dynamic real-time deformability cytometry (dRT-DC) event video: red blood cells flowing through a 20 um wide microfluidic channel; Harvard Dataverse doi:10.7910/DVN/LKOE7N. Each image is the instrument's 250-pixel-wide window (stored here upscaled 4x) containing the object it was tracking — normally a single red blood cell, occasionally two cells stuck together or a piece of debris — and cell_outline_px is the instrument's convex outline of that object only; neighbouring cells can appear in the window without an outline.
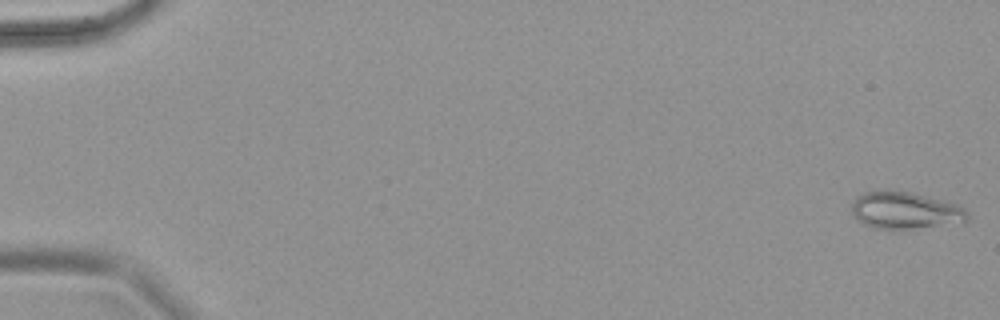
{"species": "common noctule bat (a hibernating species)", "species_latin": "Nyctalus noctula", "temperature_condition": "warm", "stored_images_in_passage": 69, "camera_frame_rate_fps": 3000, "um_per_image_px": 0.085, "animal": {"sex": "female", "body_mass_g": 18.4}, "frame": {"image": 1, "passage_image": 2, "time_ms": 0.333, "image_size_px": [1000, 320], "cell_outline_px": [[968, 216], [964, 220], [904, 228], [880, 228], [868, 224], [856, 216], [852, 212], [852, 204], [864, 192], [912, 192], [956, 204], [964, 208]], "centroid_in_image_um": [76.92, 17.85], "position_along_channel_um": 8.1, "area_um2": 23.06}}
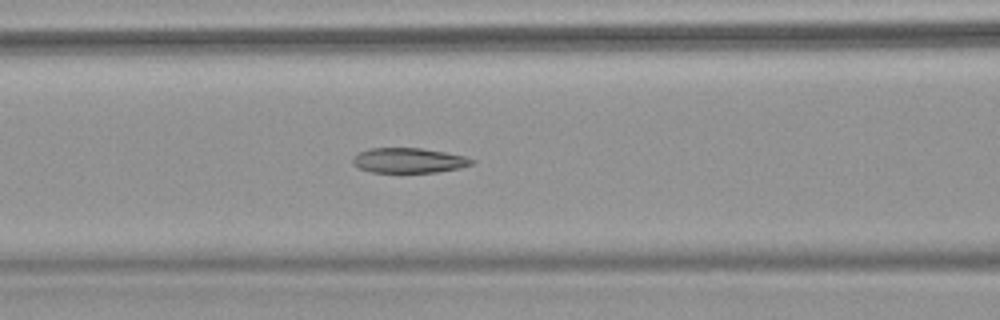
{"frame": {"image": 2, "passage_image": 31, "time_ms": 10.0, "image_size_px": [1000, 320], "cell_outline_px": [[476, 160], [472, 164], [460, 168], [436, 172], [372, 172], [360, 168], [352, 164], [352, 160], [360, 152], [368, 148], [420, 148], [444, 152], [464, 156]], "centroid_in_image_um": [34.75, 13.63], "position_along_channel_um": 131.8, "area_um2": 17.17}}
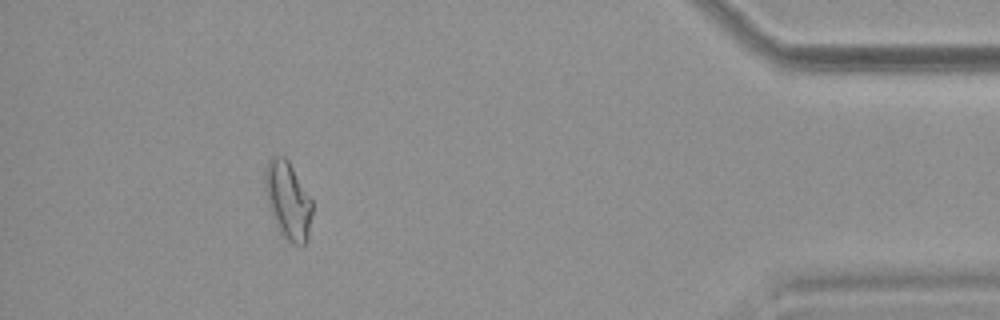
{"frame": {"image": 3, "passage_image": 63, "time_ms": 20.667, "image_size_px": [1000, 320], "cell_outline_px": [[312, 212], [308, 236], [304, 244], [292, 244], [284, 236], [272, 216], [268, 200], [264, 180], [264, 168], [268, 160], [272, 156], [284, 156], [288, 160], [312, 200]], "centroid_in_image_um": [24.47, 16.99], "position_along_channel_um": 410.7, "area_um2": 20.92}}